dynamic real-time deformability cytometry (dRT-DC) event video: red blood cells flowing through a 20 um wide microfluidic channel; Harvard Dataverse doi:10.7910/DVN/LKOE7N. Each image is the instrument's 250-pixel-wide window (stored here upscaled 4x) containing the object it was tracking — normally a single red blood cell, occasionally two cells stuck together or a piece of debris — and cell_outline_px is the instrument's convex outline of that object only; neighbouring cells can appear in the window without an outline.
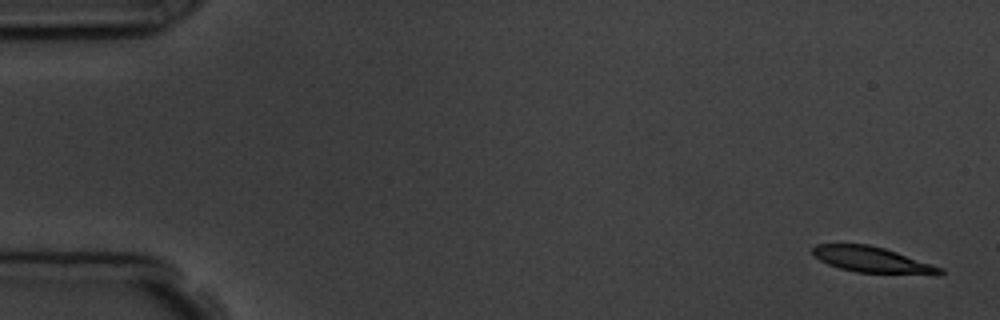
{"species": "common noctule bat (a hibernating species)", "species_latin": "Nyctalus noctula", "temperature_condition": "room temperature", "stored_images_in_passage": 5, "camera_frame_rate_fps": 3000, "um_per_image_px": 0.085, "animal": {"sex": "male", "body_mass_g": 19.5, "forearm_length_mm": 54.6}, "frame": {"image": 1, "passage_image": 1, "time_ms": 0.0, "image_size_px": [1000, 320], "cell_outline_px": [[944, 272], [940, 276], [936, 276], [856, 272], [840, 268], [828, 264], [820, 260], [812, 252], [812, 248], [816, 244], [868, 244], [884, 248], [944, 268]], "centroid_in_image_um": [74.23, 22.11], "position_along_channel_um": 10.8, "area_um2": 19.42}}
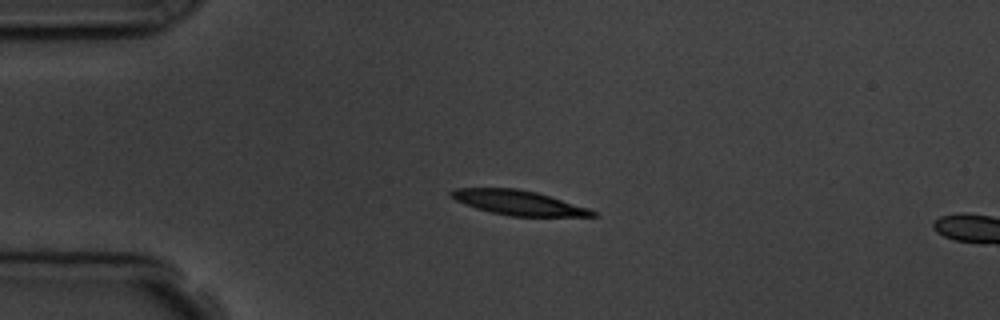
{"frame": {"image": 2, "passage_image": 4, "time_ms": 3.667, "image_size_px": [1000, 320], "cell_outline_px": [[600, 216], [508, 216], [476, 208], [464, 204], [456, 200], [448, 192], [456, 188], [516, 188], [536, 192], [588, 208], [600, 212]], "centroid_in_image_um": [44.09, 17.23], "position_along_channel_um": 40.9, "area_um2": 20.17}}